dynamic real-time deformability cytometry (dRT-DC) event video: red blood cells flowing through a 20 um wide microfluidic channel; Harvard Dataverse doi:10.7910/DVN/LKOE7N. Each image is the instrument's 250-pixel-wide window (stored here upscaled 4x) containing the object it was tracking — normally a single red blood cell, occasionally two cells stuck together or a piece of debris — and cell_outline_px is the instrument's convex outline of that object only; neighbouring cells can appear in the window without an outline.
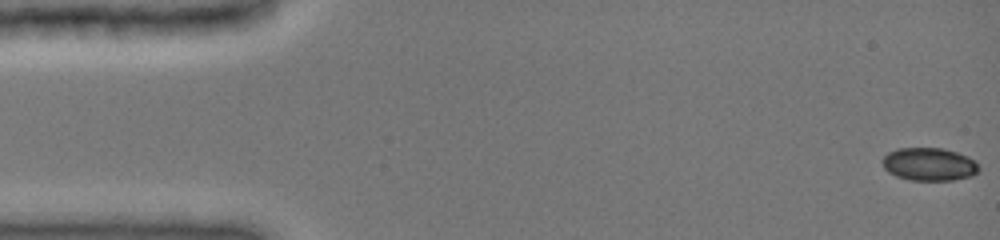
{"species": "common noctule bat (a hibernating species)", "species_latin": "Nyctalus noctula", "temperature_condition": "cold", "stored_images_in_passage": 11, "camera_frame_rate_fps": 3000, "um_per_image_px": 0.085, "animal": {"sex": "female", "body_mass_g": 19.0, "forearm_length_mm": 51.5}, "frame": {"image": 1, "passage_image": 1, "time_ms": 0.0, "image_size_px": [1000, 240], "cell_outline_px": [[980, 172], [972, 176], [952, 180], [908, 180], [896, 176], [888, 172], [884, 168], [880, 160], [888, 152], [896, 148], [944, 148], [968, 156], [976, 160], [980, 168]], "centroid_in_image_um": [78.99, 13.96], "position_along_channel_um": 6.0, "area_um2": 18.9}}